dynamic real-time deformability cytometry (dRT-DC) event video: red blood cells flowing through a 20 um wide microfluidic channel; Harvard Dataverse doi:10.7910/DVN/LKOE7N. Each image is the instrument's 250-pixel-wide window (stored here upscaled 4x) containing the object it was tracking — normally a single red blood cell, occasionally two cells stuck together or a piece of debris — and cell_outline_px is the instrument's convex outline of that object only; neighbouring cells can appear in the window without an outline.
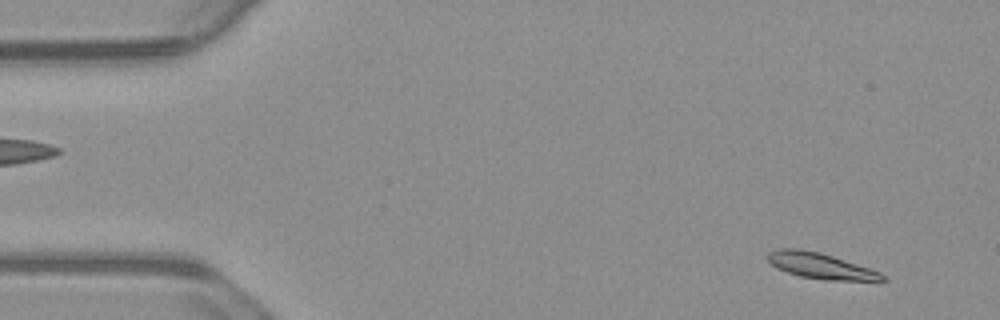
{"species": "common noctule bat (a hibernating species)", "species_latin": "Nyctalus noctula", "temperature_condition": "warm", "stored_images_in_passage": 55, "camera_frame_rate_fps": 3000, "um_per_image_px": 0.085, "animal": {"sex": "male", "body_mass_g": 23.1, "forearm_length_mm": 52.7}, "frame": {"image": 1, "passage_image": 4, "time_ms": 1.0, "image_size_px": [1000, 320], "cell_outline_px": [[888, 280], [824, 280], [800, 276], [776, 268], [764, 256], [768, 252], [776, 248], [796, 248], [820, 252], [872, 268], [880, 272]], "centroid_in_image_um": [69.71, 22.58], "position_along_channel_um": 15.3, "area_um2": 17.34}}
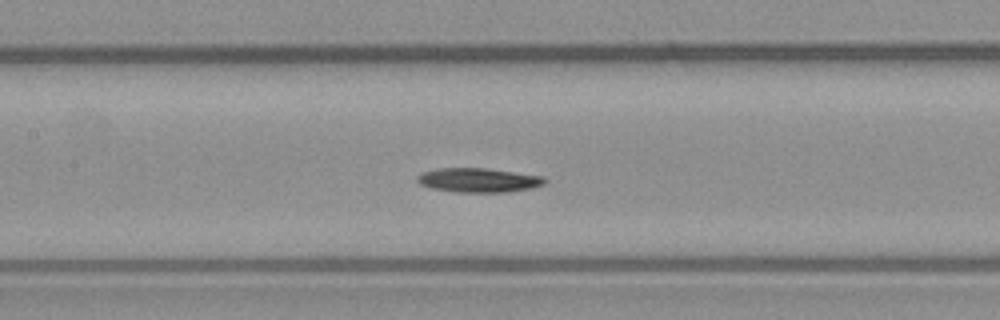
{"frame": {"image": 2, "passage_image": 25, "time_ms": 8.0, "image_size_px": [1000, 320], "cell_outline_px": [[548, 180], [544, 184], [532, 188], [504, 192], [456, 192], [432, 188], [420, 184], [416, 180], [416, 176], [424, 172], [436, 168], [484, 168], [544, 176]], "centroid_in_image_um": [40.68, 15.31], "position_along_channel_um": 166.7, "area_um2": 17.98}}
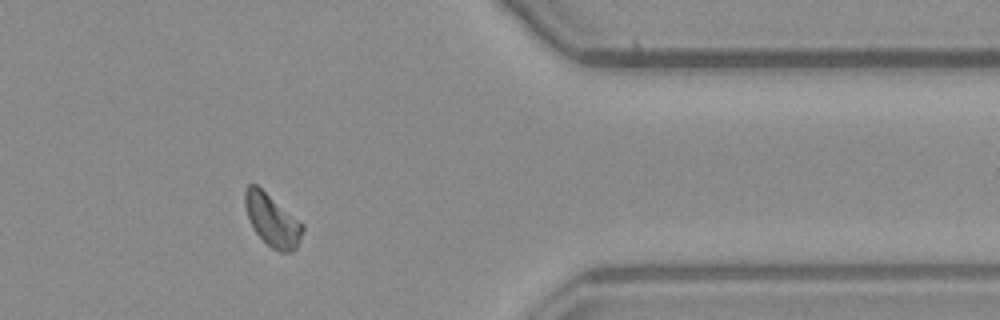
{"frame": {"image": 3, "passage_image": 45, "time_ms": 14.667, "image_size_px": [1000, 320], "cell_outline_px": [[304, 228], [300, 240], [296, 248], [292, 252], [280, 252], [272, 248], [252, 228], [244, 204], [244, 192], [248, 184], [256, 184], [304, 224]], "centroid_in_image_um": [23.14, 18.71], "position_along_channel_um": 388.3, "area_um2": 17.4}, "authors_computed_cell_mechanics": {"area_um2": 17.4556, "velocity_mm_per_s": 3.6745, "shape_relaxation_time_tau1_ms": 2.9058, "shape_relaxation_time_tau2_ms": 7.1161, "deformation_change_tau1": 0.1096, "deformation_change_tau2": 0.0941}}